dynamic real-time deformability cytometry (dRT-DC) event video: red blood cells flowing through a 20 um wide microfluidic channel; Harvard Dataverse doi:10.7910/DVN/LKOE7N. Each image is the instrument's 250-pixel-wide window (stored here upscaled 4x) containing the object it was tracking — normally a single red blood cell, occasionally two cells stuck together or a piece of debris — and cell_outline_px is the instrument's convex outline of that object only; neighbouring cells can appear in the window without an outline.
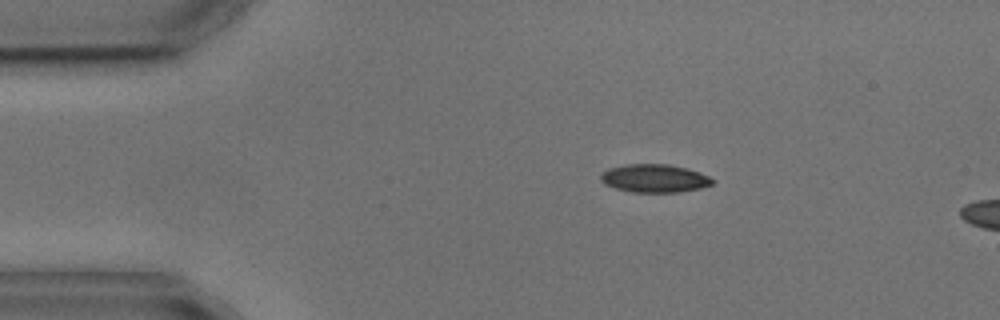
{"species": "common noctule bat (a hibernating species)", "species_latin": "Nyctalus noctula", "temperature_condition": "cold", "stored_images_in_passage": 4, "camera_frame_rate_fps": 3000, "um_per_image_px": 0.085, "animal": {"sex": "male", "body_mass_g": 17.9, "forearm_length_mm": 54.2}, "frame": {"image": 1, "passage_image": 2, "time_ms": 1.333, "image_size_px": [1000, 320], "cell_outline_px": [[716, 180], [712, 184], [700, 188], [680, 192], [632, 192], [616, 188], [604, 184], [600, 180], [600, 176], [608, 168], [628, 164], [668, 164], [688, 168], [700, 172]], "centroid_in_image_um": [55.65, 15.15], "position_along_channel_um": 29.3, "area_um2": 18.38}}